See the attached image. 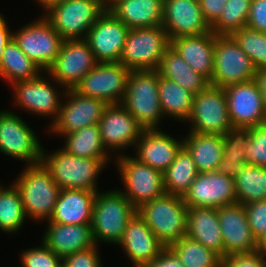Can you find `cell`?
<instances>
[{"instance_id":"9","label":"cell","mask_w":266,"mask_h":267,"mask_svg":"<svg viewBox=\"0 0 266 267\" xmlns=\"http://www.w3.org/2000/svg\"><path fill=\"white\" fill-rule=\"evenodd\" d=\"M13 39L43 74L53 64L64 41L44 15L13 31Z\"/></svg>"},{"instance_id":"33","label":"cell","mask_w":266,"mask_h":267,"mask_svg":"<svg viewBox=\"0 0 266 267\" xmlns=\"http://www.w3.org/2000/svg\"><path fill=\"white\" fill-rule=\"evenodd\" d=\"M43 71L27 57L12 38L5 46L0 61V78L13 84L37 78Z\"/></svg>"},{"instance_id":"31","label":"cell","mask_w":266,"mask_h":267,"mask_svg":"<svg viewBox=\"0 0 266 267\" xmlns=\"http://www.w3.org/2000/svg\"><path fill=\"white\" fill-rule=\"evenodd\" d=\"M157 72L160 77L174 81L194 95L210 85V81L202 74L192 70L171 46L165 51Z\"/></svg>"},{"instance_id":"30","label":"cell","mask_w":266,"mask_h":267,"mask_svg":"<svg viewBox=\"0 0 266 267\" xmlns=\"http://www.w3.org/2000/svg\"><path fill=\"white\" fill-rule=\"evenodd\" d=\"M183 146L191 154L198 172L218 170L223 159V135L189 131V134L183 137Z\"/></svg>"},{"instance_id":"49","label":"cell","mask_w":266,"mask_h":267,"mask_svg":"<svg viewBox=\"0 0 266 267\" xmlns=\"http://www.w3.org/2000/svg\"><path fill=\"white\" fill-rule=\"evenodd\" d=\"M144 267H184V265L177 255L169 247H166Z\"/></svg>"},{"instance_id":"34","label":"cell","mask_w":266,"mask_h":267,"mask_svg":"<svg viewBox=\"0 0 266 267\" xmlns=\"http://www.w3.org/2000/svg\"><path fill=\"white\" fill-rule=\"evenodd\" d=\"M193 97L190 91L167 78L159 79V102L162 114L180 122H187L192 111Z\"/></svg>"},{"instance_id":"2","label":"cell","mask_w":266,"mask_h":267,"mask_svg":"<svg viewBox=\"0 0 266 267\" xmlns=\"http://www.w3.org/2000/svg\"><path fill=\"white\" fill-rule=\"evenodd\" d=\"M41 162L60 189L98 192L97 179L110 161L71 155L61 147L49 154L43 148Z\"/></svg>"},{"instance_id":"35","label":"cell","mask_w":266,"mask_h":267,"mask_svg":"<svg viewBox=\"0 0 266 267\" xmlns=\"http://www.w3.org/2000/svg\"><path fill=\"white\" fill-rule=\"evenodd\" d=\"M198 173L191 154L183 146L163 172L165 193L183 197Z\"/></svg>"},{"instance_id":"18","label":"cell","mask_w":266,"mask_h":267,"mask_svg":"<svg viewBox=\"0 0 266 267\" xmlns=\"http://www.w3.org/2000/svg\"><path fill=\"white\" fill-rule=\"evenodd\" d=\"M128 32L129 28L106 9L85 39L97 62H119Z\"/></svg>"},{"instance_id":"7","label":"cell","mask_w":266,"mask_h":267,"mask_svg":"<svg viewBox=\"0 0 266 267\" xmlns=\"http://www.w3.org/2000/svg\"><path fill=\"white\" fill-rule=\"evenodd\" d=\"M169 46L162 26L129 29L119 62L131 71L157 70Z\"/></svg>"},{"instance_id":"13","label":"cell","mask_w":266,"mask_h":267,"mask_svg":"<svg viewBox=\"0 0 266 267\" xmlns=\"http://www.w3.org/2000/svg\"><path fill=\"white\" fill-rule=\"evenodd\" d=\"M11 85L14 90V106L17 105L18 108L25 109L32 115L49 116L51 124L57 119L62 103L61 99H63L66 89L51 76L45 78V75L43 76L41 73L35 79L19 81ZM58 86L63 88V91H58Z\"/></svg>"},{"instance_id":"37","label":"cell","mask_w":266,"mask_h":267,"mask_svg":"<svg viewBox=\"0 0 266 267\" xmlns=\"http://www.w3.org/2000/svg\"><path fill=\"white\" fill-rule=\"evenodd\" d=\"M237 203L266 200V168L245 164L234 177Z\"/></svg>"},{"instance_id":"25","label":"cell","mask_w":266,"mask_h":267,"mask_svg":"<svg viewBox=\"0 0 266 267\" xmlns=\"http://www.w3.org/2000/svg\"><path fill=\"white\" fill-rule=\"evenodd\" d=\"M47 223L42 241L61 258L96 245L91 224Z\"/></svg>"},{"instance_id":"32","label":"cell","mask_w":266,"mask_h":267,"mask_svg":"<svg viewBox=\"0 0 266 267\" xmlns=\"http://www.w3.org/2000/svg\"><path fill=\"white\" fill-rule=\"evenodd\" d=\"M62 137L65 139L62 149L71 155L100 161L111 160V154L107 152L102 142L98 124L86 126L73 133L64 134Z\"/></svg>"},{"instance_id":"20","label":"cell","mask_w":266,"mask_h":267,"mask_svg":"<svg viewBox=\"0 0 266 267\" xmlns=\"http://www.w3.org/2000/svg\"><path fill=\"white\" fill-rule=\"evenodd\" d=\"M102 142L107 152H120L135 147L142 132L131 113L121 104H110L98 122Z\"/></svg>"},{"instance_id":"3","label":"cell","mask_w":266,"mask_h":267,"mask_svg":"<svg viewBox=\"0 0 266 267\" xmlns=\"http://www.w3.org/2000/svg\"><path fill=\"white\" fill-rule=\"evenodd\" d=\"M157 70L130 71L122 105L143 130L160 129L164 116L159 102Z\"/></svg>"},{"instance_id":"26","label":"cell","mask_w":266,"mask_h":267,"mask_svg":"<svg viewBox=\"0 0 266 267\" xmlns=\"http://www.w3.org/2000/svg\"><path fill=\"white\" fill-rule=\"evenodd\" d=\"M215 39L216 35L211 31L205 34L177 37L170 41V46L192 70L211 81L213 78Z\"/></svg>"},{"instance_id":"1","label":"cell","mask_w":266,"mask_h":267,"mask_svg":"<svg viewBox=\"0 0 266 267\" xmlns=\"http://www.w3.org/2000/svg\"><path fill=\"white\" fill-rule=\"evenodd\" d=\"M24 168L12 183L20 191L25 215L36 222L49 221L61 189L42 162Z\"/></svg>"},{"instance_id":"28","label":"cell","mask_w":266,"mask_h":267,"mask_svg":"<svg viewBox=\"0 0 266 267\" xmlns=\"http://www.w3.org/2000/svg\"><path fill=\"white\" fill-rule=\"evenodd\" d=\"M96 192L61 189L51 222L66 225L91 224Z\"/></svg>"},{"instance_id":"23","label":"cell","mask_w":266,"mask_h":267,"mask_svg":"<svg viewBox=\"0 0 266 267\" xmlns=\"http://www.w3.org/2000/svg\"><path fill=\"white\" fill-rule=\"evenodd\" d=\"M182 147L183 139L178 141L160 129L142 130L136 141L134 148L136 155L133 157L163 173L175 160Z\"/></svg>"},{"instance_id":"4","label":"cell","mask_w":266,"mask_h":267,"mask_svg":"<svg viewBox=\"0 0 266 267\" xmlns=\"http://www.w3.org/2000/svg\"><path fill=\"white\" fill-rule=\"evenodd\" d=\"M137 213L134 205L123 195L121 189L96 192L92 232L96 244H118L131 218Z\"/></svg>"},{"instance_id":"8","label":"cell","mask_w":266,"mask_h":267,"mask_svg":"<svg viewBox=\"0 0 266 267\" xmlns=\"http://www.w3.org/2000/svg\"><path fill=\"white\" fill-rule=\"evenodd\" d=\"M116 158L114 163L117 162L115 165L124 186L121 192L136 209L165 194L161 171L141 163L129 154H122Z\"/></svg>"},{"instance_id":"38","label":"cell","mask_w":266,"mask_h":267,"mask_svg":"<svg viewBox=\"0 0 266 267\" xmlns=\"http://www.w3.org/2000/svg\"><path fill=\"white\" fill-rule=\"evenodd\" d=\"M26 215L22 198L16 185L0 187V230L7 234H15L25 223Z\"/></svg>"},{"instance_id":"11","label":"cell","mask_w":266,"mask_h":267,"mask_svg":"<svg viewBox=\"0 0 266 267\" xmlns=\"http://www.w3.org/2000/svg\"><path fill=\"white\" fill-rule=\"evenodd\" d=\"M32 128L16 113L0 110V153L26 165L40 163L42 143Z\"/></svg>"},{"instance_id":"15","label":"cell","mask_w":266,"mask_h":267,"mask_svg":"<svg viewBox=\"0 0 266 267\" xmlns=\"http://www.w3.org/2000/svg\"><path fill=\"white\" fill-rule=\"evenodd\" d=\"M130 71L120 62H98L74 90L81 95L103 100L109 105L122 103Z\"/></svg>"},{"instance_id":"16","label":"cell","mask_w":266,"mask_h":267,"mask_svg":"<svg viewBox=\"0 0 266 267\" xmlns=\"http://www.w3.org/2000/svg\"><path fill=\"white\" fill-rule=\"evenodd\" d=\"M63 98L57 119L48 125L49 132L58 137L98 124L109 105L103 100L81 95L74 89H67Z\"/></svg>"},{"instance_id":"46","label":"cell","mask_w":266,"mask_h":267,"mask_svg":"<svg viewBox=\"0 0 266 267\" xmlns=\"http://www.w3.org/2000/svg\"><path fill=\"white\" fill-rule=\"evenodd\" d=\"M221 267H266V255L260 250L233 253L221 259Z\"/></svg>"},{"instance_id":"40","label":"cell","mask_w":266,"mask_h":267,"mask_svg":"<svg viewBox=\"0 0 266 267\" xmlns=\"http://www.w3.org/2000/svg\"><path fill=\"white\" fill-rule=\"evenodd\" d=\"M252 0H228L219 18L210 26L215 35H232L247 25Z\"/></svg>"},{"instance_id":"44","label":"cell","mask_w":266,"mask_h":267,"mask_svg":"<svg viewBox=\"0 0 266 267\" xmlns=\"http://www.w3.org/2000/svg\"><path fill=\"white\" fill-rule=\"evenodd\" d=\"M98 248L96 244L62 258L61 267H102Z\"/></svg>"},{"instance_id":"54","label":"cell","mask_w":266,"mask_h":267,"mask_svg":"<svg viewBox=\"0 0 266 267\" xmlns=\"http://www.w3.org/2000/svg\"><path fill=\"white\" fill-rule=\"evenodd\" d=\"M116 1L118 0H105L106 9H108Z\"/></svg>"},{"instance_id":"42","label":"cell","mask_w":266,"mask_h":267,"mask_svg":"<svg viewBox=\"0 0 266 267\" xmlns=\"http://www.w3.org/2000/svg\"><path fill=\"white\" fill-rule=\"evenodd\" d=\"M246 164L266 168V124L249 127L245 146Z\"/></svg>"},{"instance_id":"43","label":"cell","mask_w":266,"mask_h":267,"mask_svg":"<svg viewBox=\"0 0 266 267\" xmlns=\"http://www.w3.org/2000/svg\"><path fill=\"white\" fill-rule=\"evenodd\" d=\"M42 246L23 250L20 262L23 267H61L62 258L57 256L43 241Z\"/></svg>"},{"instance_id":"24","label":"cell","mask_w":266,"mask_h":267,"mask_svg":"<svg viewBox=\"0 0 266 267\" xmlns=\"http://www.w3.org/2000/svg\"><path fill=\"white\" fill-rule=\"evenodd\" d=\"M117 245L124 250L132 267H144L166 248L138 213L129 221Z\"/></svg>"},{"instance_id":"50","label":"cell","mask_w":266,"mask_h":267,"mask_svg":"<svg viewBox=\"0 0 266 267\" xmlns=\"http://www.w3.org/2000/svg\"><path fill=\"white\" fill-rule=\"evenodd\" d=\"M4 18V16L0 13V61L3 55V51L8 42L13 38V30L10 28Z\"/></svg>"},{"instance_id":"14","label":"cell","mask_w":266,"mask_h":267,"mask_svg":"<svg viewBox=\"0 0 266 267\" xmlns=\"http://www.w3.org/2000/svg\"><path fill=\"white\" fill-rule=\"evenodd\" d=\"M97 63L86 39H66L46 75L66 90L74 89Z\"/></svg>"},{"instance_id":"6","label":"cell","mask_w":266,"mask_h":267,"mask_svg":"<svg viewBox=\"0 0 266 267\" xmlns=\"http://www.w3.org/2000/svg\"><path fill=\"white\" fill-rule=\"evenodd\" d=\"M105 10V0H63L43 15L64 40L85 39Z\"/></svg>"},{"instance_id":"53","label":"cell","mask_w":266,"mask_h":267,"mask_svg":"<svg viewBox=\"0 0 266 267\" xmlns=\"http://www.w3.org/2000/svg\"><path fill=\"white\" fill-rule=\"evenodd\" d=\"M258 250L266 255V230L264 234L257 240Z\"/></svg>"},{"instance_id":"48","label":"cell","mask_w":266,"mask_h":267,"mask_svg":"<svg viewBox=\"0 0 266 267\" xmlns=\"http://www.w3.org/2000/svg\"><path fill=\"white\" fill-rule=\"evenodd\" d=\"M228 0H198L205 21L211 26L220 16Z\"/></svg>"},{"instance_id":"45","label":"cell","mask_w":266,"mask_h":267,"mask_svg":"<svg viewBox=\"0 0 266 267\" xmlns=\"http://www.w3.org/2000/svg\"><path fill=\"white\" fill-rule=\"evenodd\" d=\"M244 206L252 234L258 240L266 230V200L254 201Z\"/></svg>"},{"instance_id":"27","label":"cell","mask_w":266,"mask_h":267,"mask_svg":"<svg viewBox=\"0 0 266 267\" xmlns=\"http://www.w3.org/2000/svg\"><path fill=\"white\" fill-rule=\"evenodd\" d=\"M187 236L214 251L221 258L225 257L217 208L188 207Z\"/></svg>"},{"instance_id":"12","label":"cell","mask_w":266,"mask_h":267,"mask_svg":"<svg viewBox=\"0 0 266 267\" xmlns=\"http://www.w3.org/2000/svg\"><path fill=\"white\" fill-rule=\"evenodd\" d=\"M257 68L231 35H216L210 85L226 86L253 80Z\"/></svg>"},{"instance_id":"21","label":"cell","mask_w":266,"mask_h":267,"mask_svg":"<svg viewBox=\"0 0 266 267\" xmlns=\"http://www.w3.org/2000/svg\"><path fill=\"white\" fill-rule=\"evenodd\" d=\"M225 256L258 250V242L249 226L245 206L241 203L217 208Z\"/></svg>"},{"instance_id":"36","label":"cell","mask_w":266,"mask_h":267,"mask_svg":"<svg viewBox=\"0 0 266 267\" xmlns=\"http://www.w3.org/2000/svg\"><path fill=\"white\" fill-rule=\"evenodd\" d=\"M249 141V127H232L223 136V159L218 172L235 177L246 164L245 146Z\"/></svg>"},{"instance_id":"47","label":"cell","mask_w":266,"mask_h":267,"mask_svg":"<svg viewBox=\"0 0 266 267\" xmlns=\"http://www.w3.org/2000/svg\"><path fill=\"white\" fill-rule=\"evenodd\" d=\"M247 26L266 33V0H252Z\"/></svg>"},{"instance_id":"51","label":"cell","mask_w":266,"mask_h":267,"mask_svg":"<svg viewBox=\"0 0 266 267\" xmlns=\"http://www.w3.org/2000/svg\"><path fill=\"white\" fill-rule=\"evenodd\" d=\"M254 80L260 90L263 106L266 111V68L257 69Z\"/></svg>"},{"instance_id":"29","label":"cell","mask_w":266,"mask_h":267,"mask_svg":"<svg viewBox=\"0 0 266 267\" xmlns=\"http://www.w3.org/2000/svg\"><path fill=\"white\" fill-rule=\"evenodd\" d=\"M164 0H118L108 10L129 29L161 26Z\"/></svg>"},{"instance_id":"22","label":"cell","mask_w":266,"mask_h":267,"mask_svg":"<svg viewBox=\"0 0 266 267\" xmlns=\"http://www.w3.org/2000/svg\"><path fill=\"white\" fill-rule=\"evenodd\" d=\"M169 40L211 32L198 0H164L163 22Z\"/></svg>"},{"instance_id":"52","label":"cell","mask_w":266,"mask_h":267,"mask_svg":"<svg viewBox=\"0 0 266 267\" xmlns=\"http://www.w3.org/2000/svg\"><path fill=\"white\" fill-rule=\"evenodd\" d=\"M37 3L40 4V6H42L44 9V11H46L50 6L61 2L63 0H35Z\"/></svg>"},{"instance_id":"19","label":"cell","mask_w":266,"mask_h":267,"mask_svg":"<svg viewBox=\"0 0 266 267\" xmlns=\"http://www.w3.org/2000/svg\"><path fill=\"white\" fill-rule=\"evenodd\" d=\"M233 127L266 124V111L255 80L232 84L224 88Z\"/></svg>"},{"instance_id":"41","label":"cell","mask_w":266,"mask_h":267,"mask_svg":"<svg viewBox=\"0 0 266 267\" xmlns=\"http://www.w3.org/2000/svg\"><path fill=\"white\" fill-rule=\"evenodd\" d=\"M231 36L257 69L266 68V33L246 25Z\"/></svg>"},{"instance_id":"17","label":"cell","mask_w":266,"mask_h":267,"mask_svg":"<svg viewBox=\"0 0 266 267\" xmlns=\"http://www.w3.org/2000/svg\"><path fill=\"white\" fill-rule=\"evenodd\" d=\"M182 198L188 207L220 208L235 204L234 177L218 171L199 172Z\"/></svg>"},{"instance_id":"10","label":"cell","mask_w":266,"mask_h":267,"mask_svg":"<svg viewBox=\"0 0 266 267\" xmlns=\"http://www.w3.org/2000/svg\"><path fill=\"white\" fill-rule=\"evenodd\" d=\"M187 122L192 132L225 135L232 127L224 88L209 85L193 97Z\"/></svg>"},{"instance_id":"5","label":"cell","mask_w":266,"mask_h":267,"mask_svg":"<svg viewBox=\"0 0 266 267\" xmlns=\"http://www.w3.org/2000/svg\"><path fill=\"white\" fill-rule=\"evenodd\" d=\"M187 211L181 196L166 193L137 208V213L165 247L187 235Z\"/></svg>"},{"instance_id":"39","label":"cell","mask_w":266,"mask_h":267,"mask_svg":"<svg viewBox=\"0 0 266 267\" xmlns=\"http://www.w3.org/2000/svg\"><path fill=\"white\" fill-rule=\"evenodd\" d=\"M169 248L177 255L184 267H221V257L198 241L183 236Z\"/></svg>"}]
</instances>
